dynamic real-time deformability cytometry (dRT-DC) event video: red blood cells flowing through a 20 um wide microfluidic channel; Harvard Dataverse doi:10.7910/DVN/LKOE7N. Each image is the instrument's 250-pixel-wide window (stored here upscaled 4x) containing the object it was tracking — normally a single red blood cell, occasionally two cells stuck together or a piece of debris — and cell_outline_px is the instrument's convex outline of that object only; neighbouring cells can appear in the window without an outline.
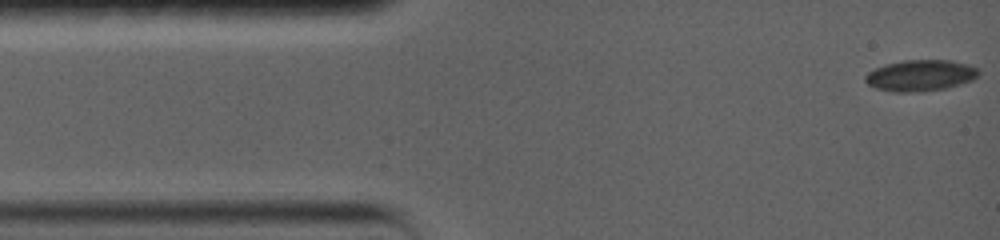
{"species": "common noctule bat (a hibernating species)", "species_latin": "Nyctalus noctula", "temperature_condition": "warm", "stored_images_in_passage": 57, "camera_frame_rate_fps": 5000, "um_per_image_px": 0.085, "animal": {"sex": "female", "body_mass_g": 19.0, "forearm_length_mm": 56.7}, "frame": {"image": 1, "passage_image": 1, "time_ms": 0.0, "image_size_px": [1000, 240], "cell_outline_px": [[980, 72], [972, 80], [944, 88], [904, 92], [892, 92], [876, 88], [868, 84], [864, 80], [864, 76], [868, 72], [884, 64], [904, 60], [952, 60], [976, 68]], "centroid_in_image_um": [78.17, 6.4], "position_along_channel_um": 6.8, "area_um2": 20.23}}
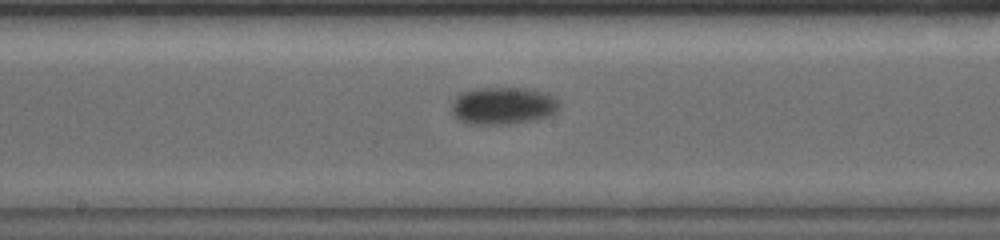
{"frame": {"image": 2, "passage_image": 25, "time_ms": 8.0, "image_size_px": [1000, 240], "cell_outline_px": [[560, 108], [556, 112], [548, 116], [536, 120], [508, 124], [468, 124], [460, 120], [452, 112], [452, 104], [464, 92], [480, 88], [520, 88], [544, 92], [552, 96], [556, 100]], "centroid_in_image_um": [42.79, 9.01], "position_along_channel_um": 205.4, "area_um2": 23.06}}
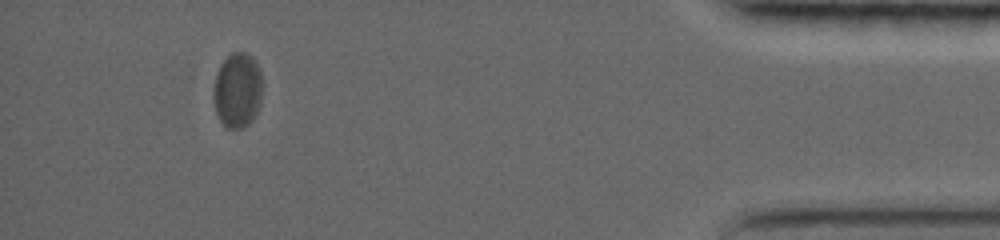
{"frame": {"image": 3, "passage_image": 49, "time_ms": 16.0, "image_size_px": [1000, 240], "cell_outline_px": [[260, 104], [252, 120], [244, 128], [228, 128], [220, 120], [216, 112], [216, 76], [220, 64], [232, 52], [248, 52], [252, 56], [260, 68]], "centroid_in_image_um": [20.22, 7.65], "position_along_channel_um": 415.0, "area_um2": 20.75}, "authors_computed_cell_mechanics": {"area_um2": 21.2126, "velocity_mm_per_s": 3.4867, "shape_relaxation_time_tau1_ms": 1.0897, "shape_relaxation_time_tau2_ms": null, "deformation_change_tau1": 0.0508, "deformation_change_tau2": null}}